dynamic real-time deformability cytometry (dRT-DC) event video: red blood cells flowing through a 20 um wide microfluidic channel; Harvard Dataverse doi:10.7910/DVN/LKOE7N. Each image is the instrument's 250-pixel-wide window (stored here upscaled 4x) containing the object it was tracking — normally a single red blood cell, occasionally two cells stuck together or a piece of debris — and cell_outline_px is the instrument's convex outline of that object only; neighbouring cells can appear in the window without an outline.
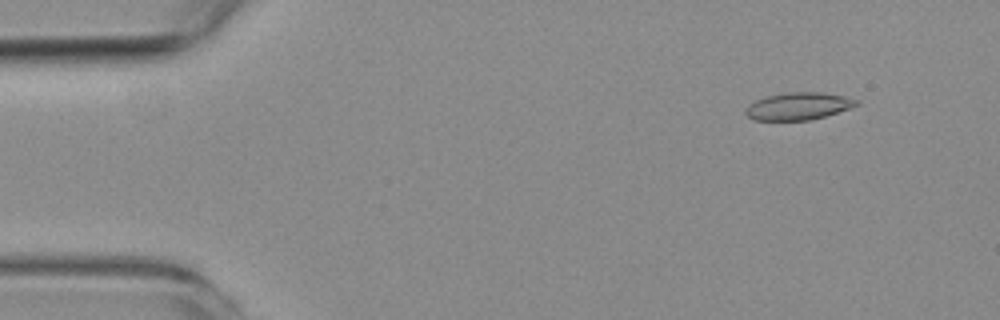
{"species": "common noctule bat (a hibernating species)", "species_latin": "Nyctalus noctula", "temperature_condition": "room temperature", "stored_images_in_passage": 54, "camera_frame_rate_fps": 3000, "um_per_image_px": 0.085, "animal": {"sex": "female", "body_mass_g": 19.3, "forearm_length_mm": 54.1}, "frame": {"image": 1, "passage_image": 5, "time_ms": 1.333, "image_size_px": [1000, 320], "cell_outline_px": [[860, 104], [852, 108], [824, 116], [808, 120], [752, 120], [744, 112], [748, 104], [756, 100], [768, 96], [792, 92], [820, 92], [844, 96], [860, 100]], "centroid_in_image_um": [67.89, 9.02], "position_along_channel_um": 17.1, "area_um2": 17.63}}
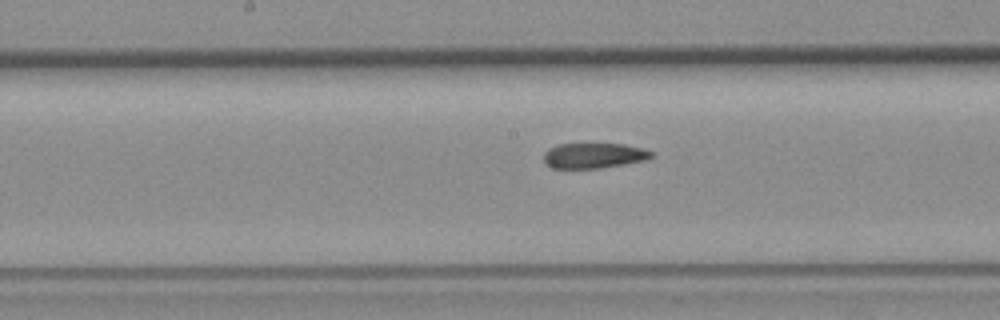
{"frame": {"image": 2, "passage_image": 27, "time_ms": 8.667, "image_size_px": [1000, 320], "cell_outline_px": [[656, 156], [648, 160], [600, 168], [552, 168], [544, 164], [544, 152], [548, 148], [556, 144], [624, 144], [644, 148], [652, 152]], "centroid_in_image_um": [50.49, 13.22], "position_along_channel_um": 197.7, "area_um2": 16.13}}
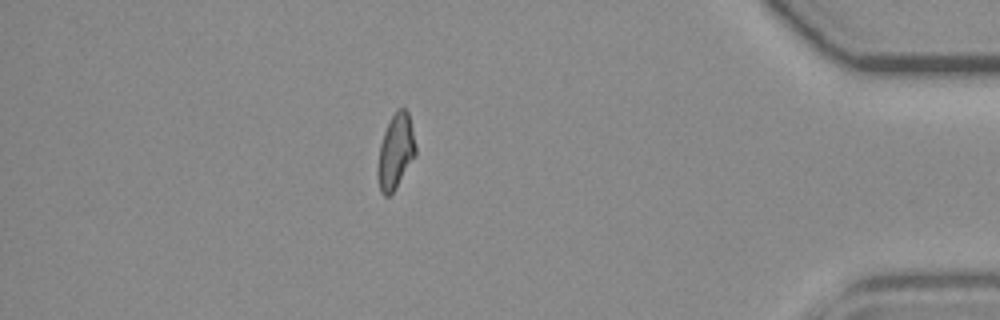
{"frame": {"image": 3, "passage_image": 47, "time_ms": 15.333, "image_size_px": [1000, 320], "cell_outline_px": [[416, 156], [396, 188], [388, 196], [384, 196], [380, 192], [376, 172], [376, 168], [380, 144], [384, 132], [396, 108], [404, 108], [408, 112], [412, 128], [416, 148]], "centroid_in_image_um": [33.61, 12.91], "position_along_channel_um": 401.6, "area_um2": 16.7}, "authors_computed_cell_mechanics": {"area_um2": 17.3978, "velocity_mm_per_s": 3.7496, "shape_relaxation_time_tau1_ms": null, "shape_relaxation_time_tau2_ms": 3.3877, "deformation_change_tau1": null, "deformation_change_tau2": 0.1093}}